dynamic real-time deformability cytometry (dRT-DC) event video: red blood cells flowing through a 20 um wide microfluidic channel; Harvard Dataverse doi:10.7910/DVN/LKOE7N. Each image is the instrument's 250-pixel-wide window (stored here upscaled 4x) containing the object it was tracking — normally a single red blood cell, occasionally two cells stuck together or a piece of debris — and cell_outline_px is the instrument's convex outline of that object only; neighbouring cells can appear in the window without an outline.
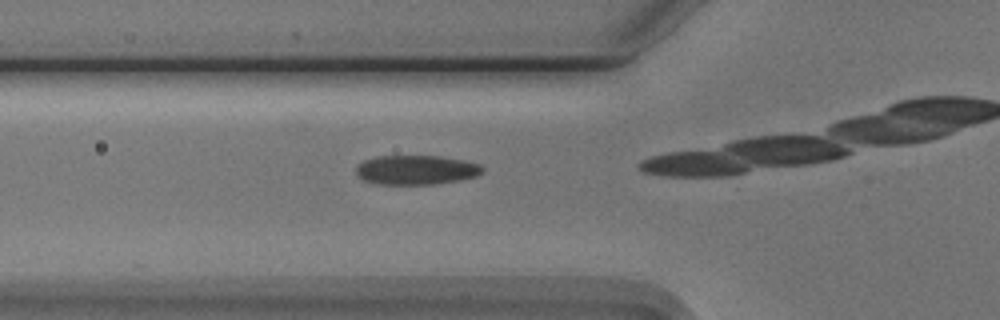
{"species": "Egyptian fruit bat (a non-hibernating species)", "species_latin": "Rousettus aegyptiacus", "temperature_condition": "cold", "stored_images_in_passage": 10, "camera_frame_rate_fps": 3000, "um_per_image_px": 0.085, "animal": {"sex": "male"}, "frame": {"image": 1, "passage_image": 2, "time_ms": 0.333, "image_size_px": [1000, 320], "cell_outline_px": [[484, 172], [476, 176], [460, 180], [432, 184], [376, 184], [364, 180], [356, 172], [356, 164], [364, 160], [376, 156], [440, 156], [464, 160], [480, 164], [484, 168]], "centroid_in_image_um": [35.38, 14.43], "position_along_channel_um": 90.4, "area_um2": 21.73}}